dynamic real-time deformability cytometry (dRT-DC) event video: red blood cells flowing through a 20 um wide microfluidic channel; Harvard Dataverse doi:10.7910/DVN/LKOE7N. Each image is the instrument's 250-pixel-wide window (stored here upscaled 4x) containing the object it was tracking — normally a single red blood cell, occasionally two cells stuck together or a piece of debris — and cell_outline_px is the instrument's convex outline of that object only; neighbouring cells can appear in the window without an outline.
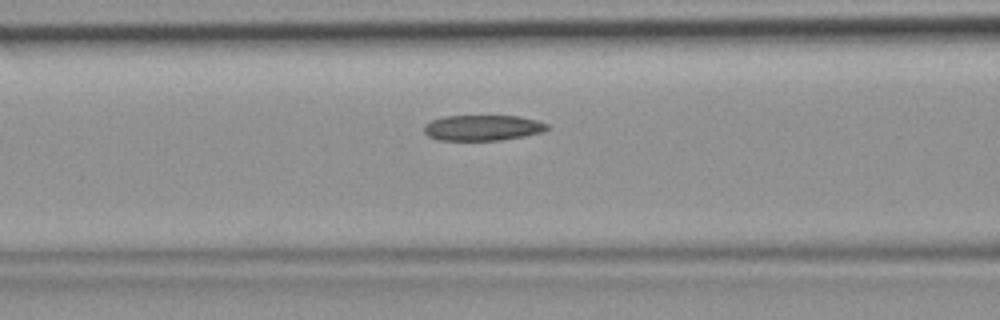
{"species": "common noctule bat (a hibernating species)", "species_latin": "Nyctalus noctula", "temperature_condition": "room temperature", "stored_images_in_passage": 35, "camera_frame_rate_fps": 3000, "um_per_image_px": 0.085, "animal": {"sex": "female", "body_mass_g": 19.9}, "frame": {"image": 1, "passage_image": 8, "time_ms": 2.333, "image_size_px": [1000, 320], "cell_outline_px": [[552, 128], [544, 132], [524, 136], [500, 140], [440, 140], [428, 136], [424, 132], [424, 124], [432, 120], [444, 116], [520, 116], [536, 120], [548, 124]], "centroid_in_image_um": [41.06, 10.86], "position_along_channel_um": 125.5, "area_um2": 18.5}}
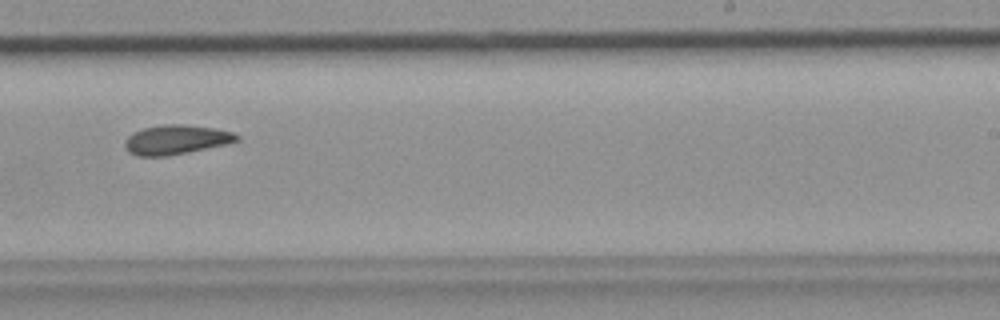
{"frame": {"image": 2, "passage_image": 18, "time_ms": 5.667, "image_size_px": [1000, 320], "cell_outline_px": [[240, 140], [228, 144], [168, 156], [136, 156], [128, 152], [124, 148], [124, 140], [132, 132], [144, 128], [164, 124], [184, 124], [212, 128], [232, 132], [240, 136]], "centroid_in_image_um": [14.94, 11.88], "position_along_channel_um": 274.1, "area_um2": 19.36}}
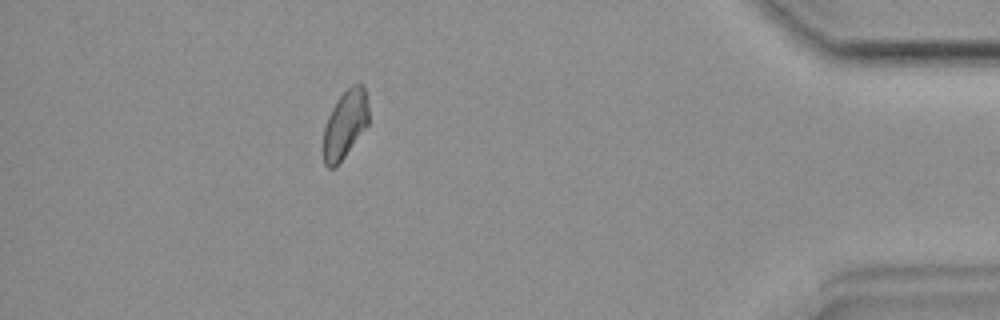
{"frame": {"image": 3, "passage_image": 30, "time_ms": 9.667, "image_size_px": [1000, 320], "cell_outline_px": [[368, 124], [336, 168], [328, 168], [324, 164], [324, 128], [328, 116], [336, 100], [352, 84], [364, 84], [368, 104]], "centroid_in_image_um": [29.33, 10.56], "position_along_channel_um": 405.9, "area_um2": 17.86}}